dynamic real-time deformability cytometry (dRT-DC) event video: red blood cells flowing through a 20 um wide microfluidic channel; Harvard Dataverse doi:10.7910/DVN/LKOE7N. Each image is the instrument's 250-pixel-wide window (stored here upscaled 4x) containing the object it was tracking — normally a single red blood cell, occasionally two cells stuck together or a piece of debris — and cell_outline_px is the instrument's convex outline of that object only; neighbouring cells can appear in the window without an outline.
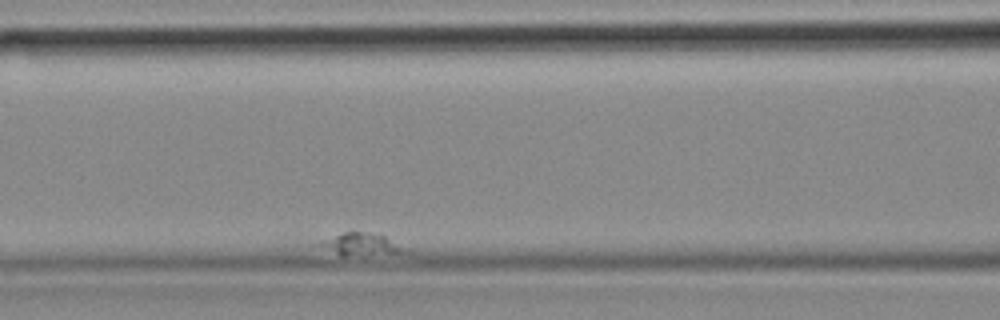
{"species": "common noctule bat (a hibernating species)", "species_latin": "Nyctalus noctula", "temperature_condition": "cold", "stored_images_in_passage": 47, "camera_frame_rate_fps": 3000, "um_per_image_px": 0.085, "animal": {"sex": "female", "body_mass_g": 18.4}, "frame": {"image": 1, "passage_image": 14, "time_ms": 4.333, "image_size_px": [1000, 320], "cell_outline_px": [[400, 252], [344, 256], [340, 256], [308, 244], [344, 232], [368, 232], [384, 236], [400, 248]], "centroid_in_image_um": [30.31, 20.76], "position_along_channel_um": 136.3, "area_um2": 10.81}}
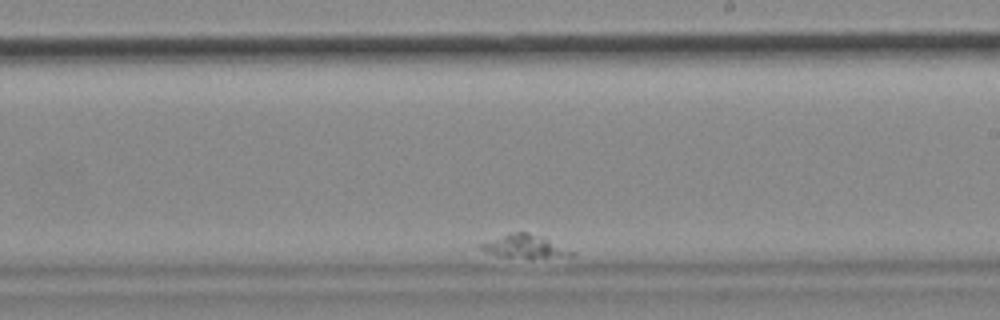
{"frame": {"image": 2, "passage_image": 31, "time_ms": 10.0, "image_size_px": [1000, 320], "cell_outline_px": [[576, 256], [496, 256], [480, 248], [476, 244], [508, 232], [528, 232], [576, 252]], "centroid_in_image_um": [44.49, 20.91], "position_along_channel_um": 244.5, "area_um2": 11.73}}
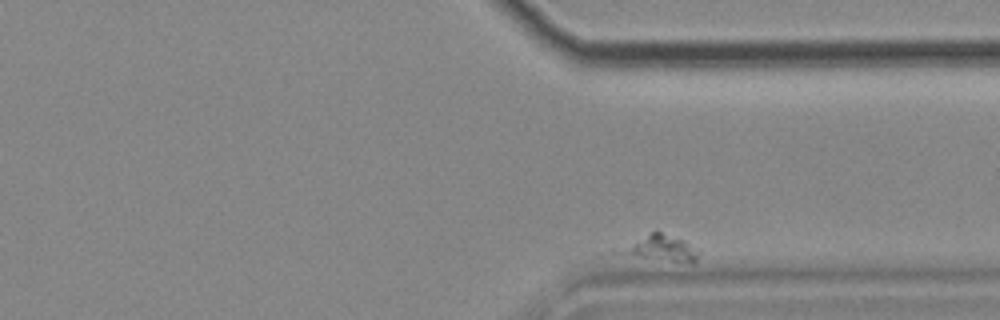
{"frame": {"image": 3, "passage_image": 46, "time_ms": 15.0, "image_size_px": [1000, 320], "cell_outline_px": [[700, 252], [696, 264], [692, 264], [596, 256], [596, 252], [652, 232], [660, 232], [684, 240]], "centroid_in_image_um": [55.59, 21.21], "position_along_channel_um": 355.8, "area_um2": 14.74}}